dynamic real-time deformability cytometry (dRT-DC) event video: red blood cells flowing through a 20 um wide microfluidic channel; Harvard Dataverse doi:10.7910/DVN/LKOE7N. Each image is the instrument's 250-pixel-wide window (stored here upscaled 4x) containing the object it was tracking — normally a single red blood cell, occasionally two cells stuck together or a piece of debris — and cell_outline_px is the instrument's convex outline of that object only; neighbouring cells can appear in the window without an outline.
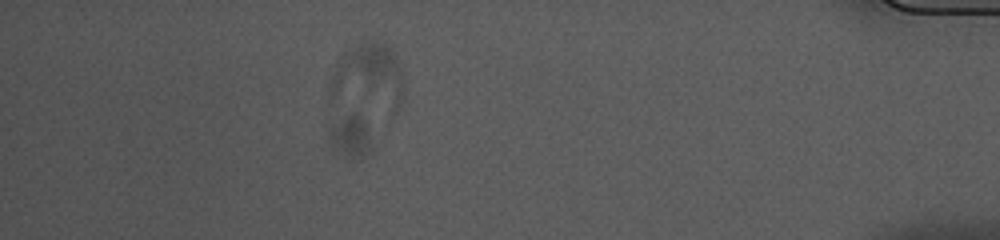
{"species": "common noctule bat (a hibernating species)", "species_latin": "Nyctalus noctula", "temperature_condition": "cold", "stored_images_in_passage": 44, "camera_frame_rate_fps": 3000, "um_per_image_px": 0.085, "animal": {"sex": "female", "body_mass_g": 10.0, "forearm_length_mm": 53.1}, "frame": {"image": 1, "passage_image": 39, "time_ms": 12.667, "image_size_px": [1000, 240], "cell_outline_px": [[372, 148], [356, 156], [336, 156], [328, 140], [328, 120], [352, 112], [356, 112], [360, 116], [368, 132]], "centroid_in_image_um": [29.62, 11.5], "position_along_channel_um": 405.6, "area_um2": 10.81}}